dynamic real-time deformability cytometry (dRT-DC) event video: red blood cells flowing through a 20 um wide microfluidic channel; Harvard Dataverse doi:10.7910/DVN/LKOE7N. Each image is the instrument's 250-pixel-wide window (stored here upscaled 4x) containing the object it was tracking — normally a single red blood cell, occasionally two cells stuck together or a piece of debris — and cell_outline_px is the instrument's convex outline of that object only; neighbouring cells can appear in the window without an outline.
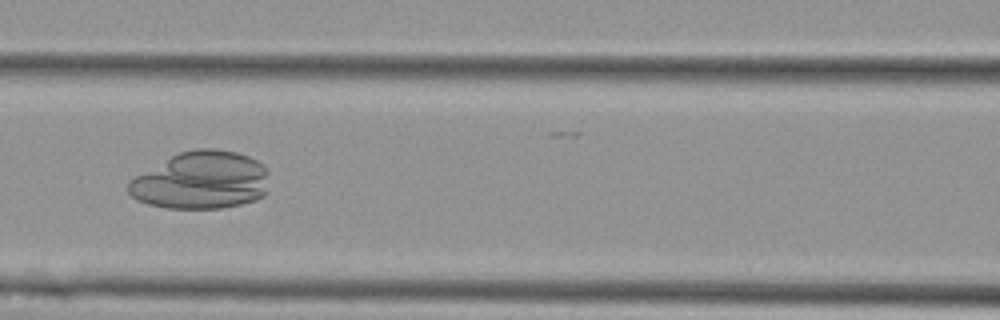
{"species": "Egyptian fruit bat (a non-hibernating species)", "species_latin": "Rousettus aegyptiacus", "temperature_condition": "cold", "stored_images_in_passage": 11, "camera_frame_rate_fps": 3000, "um_per_image_px": 0.085, "animal": {"sex": "female"}, "frame": {"image": 1, "passage_image": 7, "time_ms": 8.0, "image_size_px": [1000, 320], "cell_outline_px": [[268, 172], [264, 196], [256, 200], [240, 204], [220, 208], [164, 208], [148, 204], [136, 200], [128, 192], [128, 180], [172, 156], [180, 152], [196, 148], [216, 148], [236, 152], [248, 156], [256, 160], [268, 168]], "centroid_in_image_um": [17.1, 15.33], "position_along_channel_um": 149.5, "area_um2": 47.28}}
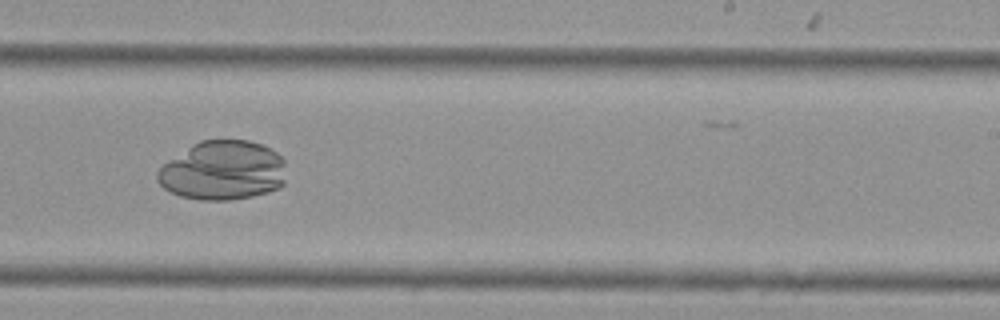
{"frame": {"image": 2, "passage_image": 10, "time_ms": 11.333, "image_size_px": [1000, 320], "cell_outline_px": [[284, 184], [280, 188], [268, 192], [252, 196], [228, 200], [200, 200], [180, 196], [164, 188], [156, 180], [156, 172], [164, 164], [192, 144], [200, 140], [248, 140], [260, 144], [276, 152], [284, 160]], "centroid_in_image_um": [18.94, 14.5], "position_along_channel_um": 270.1, "area_um2": 44.45}}
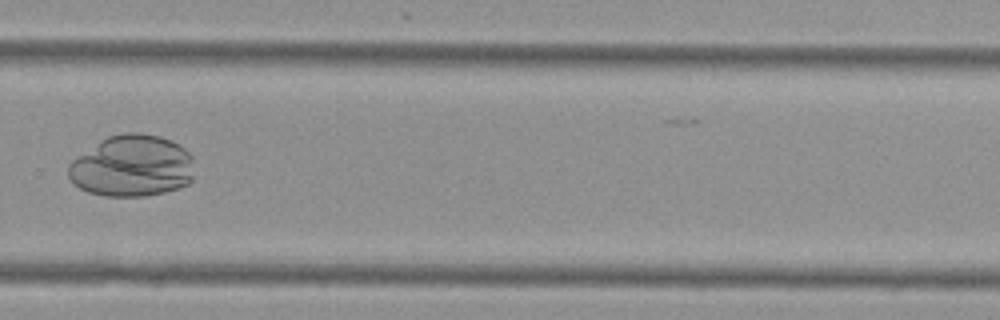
{"frame": {"image": 3, "passage_image": 11, "time_ms": 12.667, "image_size_px": [1000, 320], "cell_outline_px": [[192, 180], [188, 184], [180, 188], [164, 192], [144, 196], [104, 196], [88, 192], [80, 188], [68, 176], [68, 164], [72, 160], [100, 140], [108, 136], [124, 132], [140, 132], [160, 136], [172, 140], [184, 148], [192, 156]], "centroid_in_image_um": [11.22, 14.1], "position_along_channel_um": 318.6, "area_um2": 45.49}}